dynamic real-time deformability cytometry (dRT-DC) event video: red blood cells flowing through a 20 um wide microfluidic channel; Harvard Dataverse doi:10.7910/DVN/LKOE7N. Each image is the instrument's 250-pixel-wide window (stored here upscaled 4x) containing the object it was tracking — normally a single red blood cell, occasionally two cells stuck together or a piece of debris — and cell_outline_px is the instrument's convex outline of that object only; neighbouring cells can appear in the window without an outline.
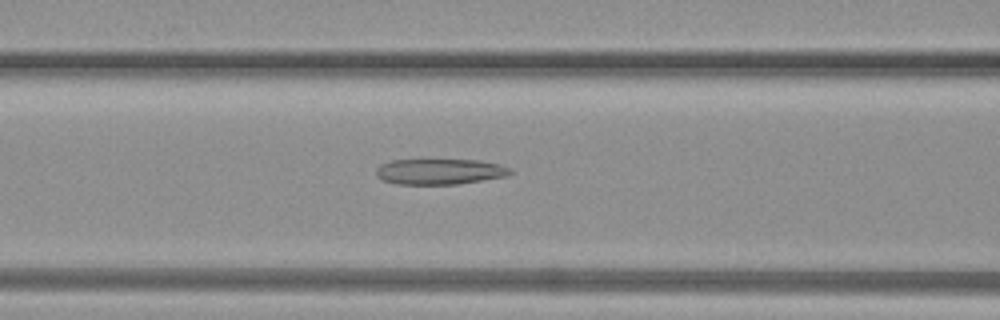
{"species": "common noctule bat (a hibernating species)", "species_latin": "Nyctalus noctula", "temperature_condition": "warm", "stored_images_in_passage": 44, "camera_frame_rate_fps": 3000, "um_per_image_px": 0.085, "animal": {"sex": "female", "body_mass_g": 19.3, "forearm_length_mm": 54.1}, "frame": {"image": 1, "passage_image": 18, "time_ms": 5.667, "image_size_px": [1000, 320], "cell_outline_px": [[512, 172], [508, 176], [456, 184], [396, 184], [384, 180], [376, 176], [376, 168], [380, 164], [392, 160], [420, 156], [480, 160], [500, 164], [512, 168]], "centroid_in_image_um": [37.35, 14.51], "position_along_channel_um": 129.3, "area_um2": 21.39}}
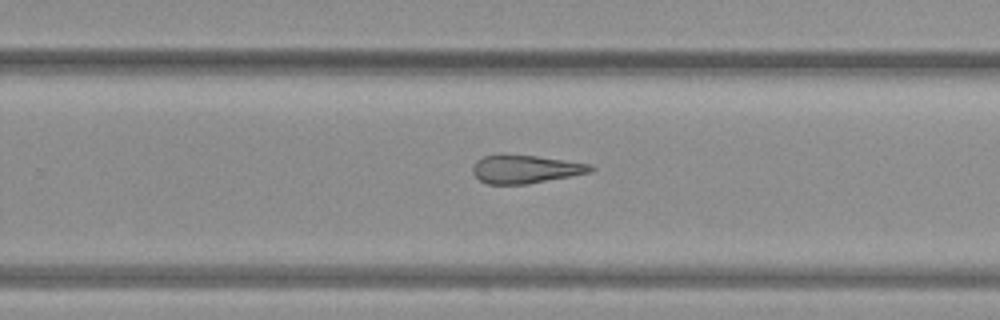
{"frame": {"image": 2, "passage_image": 28, "time_ms": 9.0, "image_size_px": [1000, 320], "cell_outline_px": [[596, 168], [592, 172], [528, 184], [488, 184], [480, 180], [472, 172], [472, 168], [476, 160], [484, 156], [536, 156], [592, 164]], "centroid_in_image_um": [44.71, 14.4], "position_along_channel_um": 285.1, "area_um2": 19.07}}
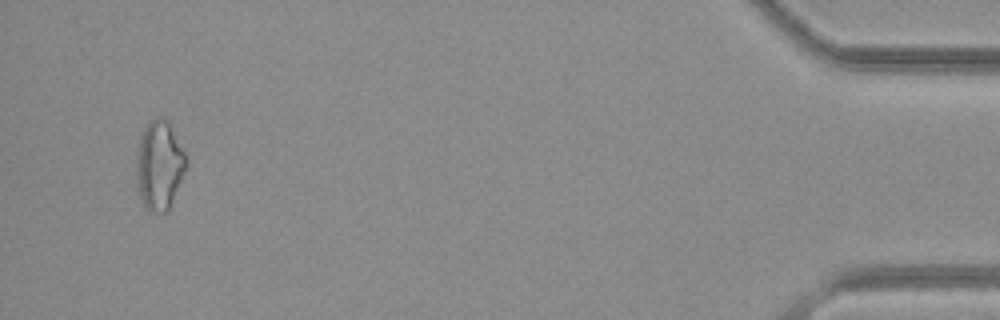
{"frame": {"image": 3, "passage_image": 42, "time_ms": 13.667, "image_size_px": [1000, 320], "cell_outline_px": [[188, 164], [168, 212], [148, 212], [140, 196], [136, 180], [136, 156], [140, 136], [148, 120], [156, 116], [164, 116], [168, 120], [184, 152]], "centroid_in_image_um": [13.53, 14.02], "position_along_channel_um": 421.7, "area_um2": 26.18}}